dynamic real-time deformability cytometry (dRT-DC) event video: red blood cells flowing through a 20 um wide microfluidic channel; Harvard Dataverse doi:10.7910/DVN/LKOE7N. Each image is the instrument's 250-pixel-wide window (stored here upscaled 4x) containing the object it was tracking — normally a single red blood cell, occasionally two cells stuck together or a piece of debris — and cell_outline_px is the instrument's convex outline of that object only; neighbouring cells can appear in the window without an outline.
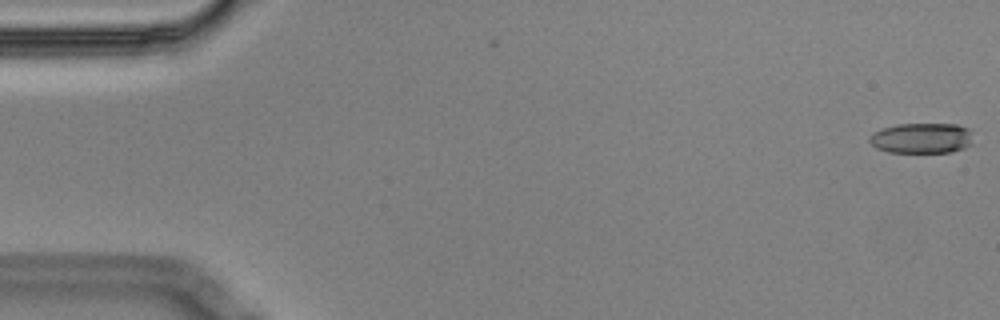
{"species": "Egyptian fruit bat (a non-hibernating species)", "species_latin": "Rousettus aegyptiacus", "temperature_condition": "cold", "stored_images_in_passage": 5, "camera_frame_rate_fps": 3000, "um_per_image_px": 0.085, "animal": {"sex": "male"}, "frame": {"image": 1, "passage_image": 1, "time_ms": 0.0, "image_size_px": [1000, 320], "cell_outline_px": [[972, 144], [964, 148], [952, 152], [888, 152], [876, 148], [868, 140], [868, 136], [884, 128], [896, 124], [956, 124], [968, 128]], "centroid_in_image_um": [78.33, 11.74], "position_along_channel_um": 6.7, "area_um2": 18.26}}
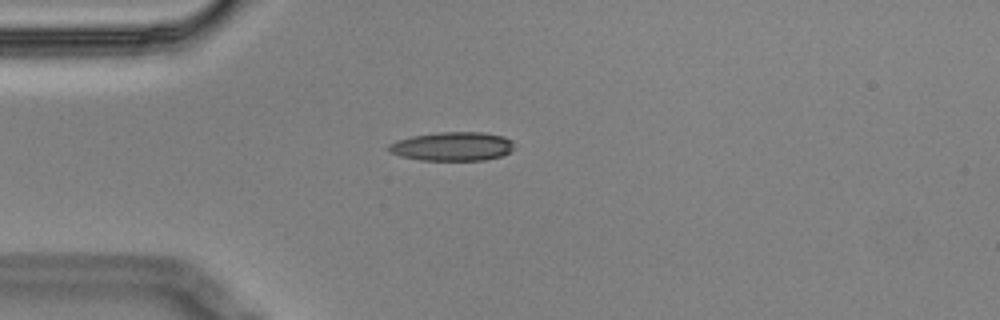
{"frame": {"image": 2, "passage_image": 5, "time_ms": 1.333, "image_size_px": [1000, 320], "cell_outline_px": [[512, 148], [508, 152], [500, 156], [484, 160], [420, 160], [400, 156], [388, 152], [388, 144], [396, 140], [412, 136], [436, 132], [484, 132], [504, 136], [512, 140]], "centroid_in_image_um": [38.4, 12.43], "position_along_channel_um": 46.6, "area_um2": 21.15}}